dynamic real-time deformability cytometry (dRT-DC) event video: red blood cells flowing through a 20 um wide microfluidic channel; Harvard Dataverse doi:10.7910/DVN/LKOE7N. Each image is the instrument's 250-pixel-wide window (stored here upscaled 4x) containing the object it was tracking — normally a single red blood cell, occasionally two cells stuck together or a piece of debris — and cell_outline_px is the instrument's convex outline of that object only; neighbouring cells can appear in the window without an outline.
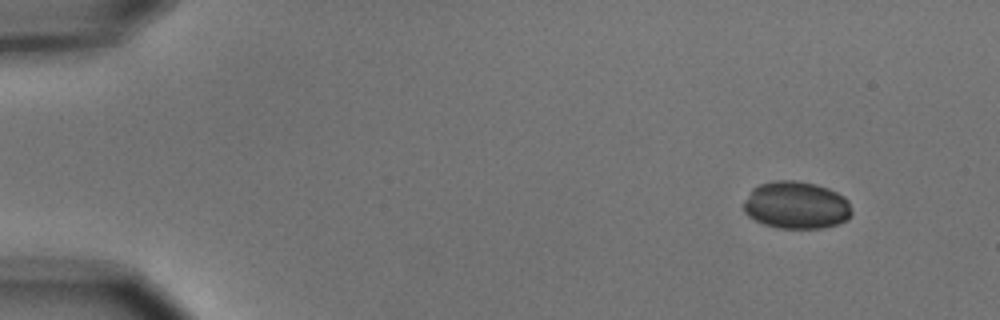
{"species": "common noctule bat (a hibernating species)", "species_latin": "Nyctalus noctula", "temperature_condition": "cold", "stored_images_in_passage": 4, "camera_frame_rate_fps": 3000, "um_per_image_px": 0.085, "animal": {"sex": "male", "body_mass_g": 15.6}, "frame": {"image": 1, "passage_image": 1, "time_ms": 0.0, "image_size_px": [1000, 320], "cell_outline_px": [[852, 216], [848, 220], [836, 224], [820, 228], [776, 228], [764, 224], [748, 216], [744, 212], [744, 200], [752, 188], [760, 184], [772, 180], [796, 180], [816, 184], [828, 188], [844, 196], [848, 200], [852, 212]], "centroid_in_image_um": [67.68, 17.43], "position_along_channel_um": 17.3, "area_um2": 30.11}}
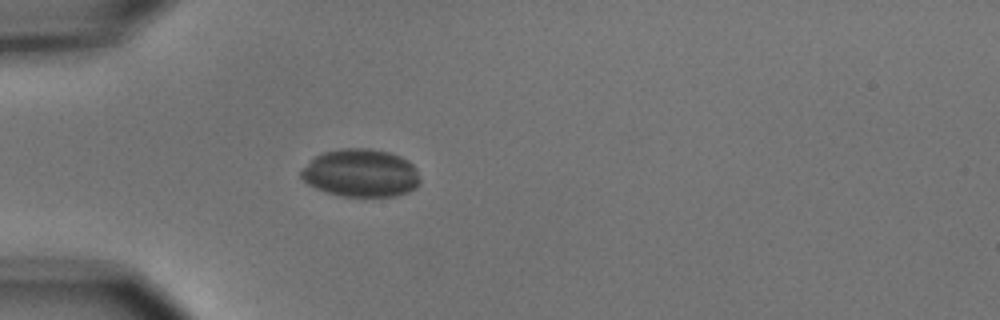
{"frame": {"image": 2, "passage_image": 4, "time_ms": 3.667, "image_size_px": [1000, 320], "cell_outline_px": [[420, 184], [416, 188], [408, 192], [396, 196], [344, 196], [328, 192], [316, 188], [308, 184], [300, 176], [300, 172], [316, 156], [324, 152], [344, 148], [368, 148], [388, 152], [400, 156], [408, 160], [416, 168], [420, 180]], "centroid_in_image_um": [30.71, 14.71], "position_along_channel_um": 54.3, "area_um2": 33.0}}